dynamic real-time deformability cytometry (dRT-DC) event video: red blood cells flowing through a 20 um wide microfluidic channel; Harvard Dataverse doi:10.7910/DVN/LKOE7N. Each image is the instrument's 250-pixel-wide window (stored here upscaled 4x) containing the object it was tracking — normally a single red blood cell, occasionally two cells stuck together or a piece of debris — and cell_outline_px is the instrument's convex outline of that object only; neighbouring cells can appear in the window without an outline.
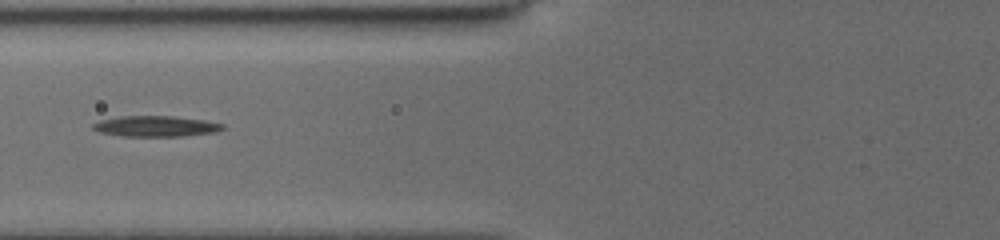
{"species": "common noctule bat (a hibernating species)", "species_latin": "Nyctalus noctula", "temperature_condition": "cold", "stored_images_in_passage": 11, "camera_frame_rate_fps": 3000, "um_per_image_px": 0.085, "animal": {"sex": "female", "body_mass_g": 19.5, "forearm_length_mm": 54.1}, "frame": {"image": 1, "passage_image": 5, "time_ms": 1.667, "image_size_px": [1000, 240], "cell_outline_px": [[224, 128], [216, 132], [184, 136], [120, 136], [100, 132], [92, 128], [92, 124], [100, 120], [120, 116], [172, 116], [204, 120], [224, 124]], "centroid_in_image_um": [13.23, 10.73], "position_along_channel_um": 112.6, "area_um2": 15.66}}